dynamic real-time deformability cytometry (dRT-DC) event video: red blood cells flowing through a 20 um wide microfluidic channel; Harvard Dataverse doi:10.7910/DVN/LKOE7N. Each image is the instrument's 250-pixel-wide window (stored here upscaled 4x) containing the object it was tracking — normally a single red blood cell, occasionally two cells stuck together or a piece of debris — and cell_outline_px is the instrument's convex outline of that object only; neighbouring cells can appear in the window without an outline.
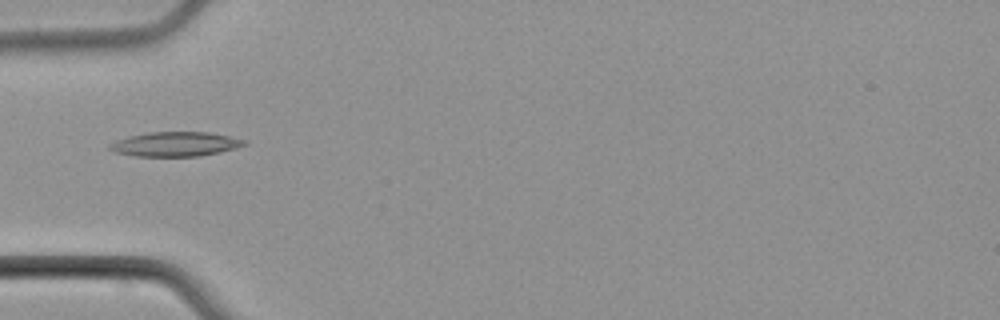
{"species": "common noctule bat (a hibernating species)", "species_latin": "Nyctalus noctula", "temperature_condition": "cold", "stored_images_in_passage": 4, "camera_frame_rate_fps": 3000, "um_per_image_px": 0.085, "animal": {"sex": "male", "body_mass_g": 21.5, "forearm_length_mm": 52.0}, "frame": {"image": 1, "passage_image": 4, "time_ms": 3.667, "image_size_px": [1000, 320], "cell_outline_px": [[248, 144], [236, 148], [220, 152], [200, 156], [136, 156], [116, 152], [108, 148], [108, 144], [116, 140], [128, 136], [148, 132], [208, 132], [228, 136], [244, 140]], "centroid_in_image_um": [14.89, 12.25], "position_along_channel_um": 70.1, "area_um2": 19.13}}